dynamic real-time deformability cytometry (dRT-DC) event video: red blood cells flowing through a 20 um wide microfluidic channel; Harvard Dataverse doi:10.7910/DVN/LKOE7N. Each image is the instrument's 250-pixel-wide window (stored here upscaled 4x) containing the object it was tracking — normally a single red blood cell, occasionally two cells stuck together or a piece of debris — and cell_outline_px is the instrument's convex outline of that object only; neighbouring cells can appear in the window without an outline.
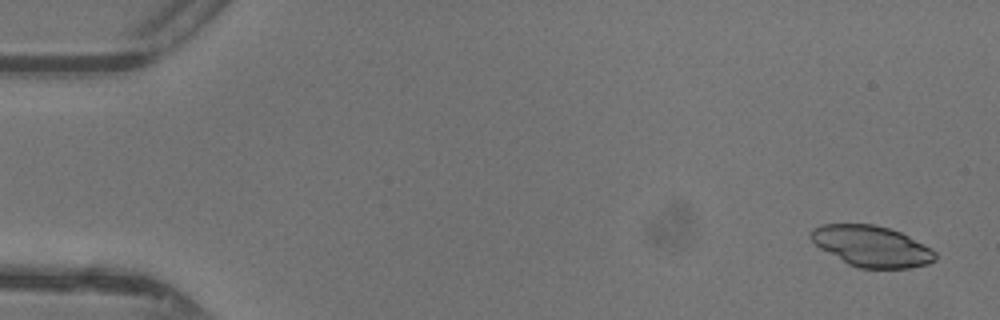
{"species": "common noctule bat (a hibernating species)", "species_latin": "Nyctalus noctula", "temperature_condition": "warm", "stored_images_in_passage": 47, "segment_of_instrument_passage": [1, 2], "camera_frame_rate_fps": 3000, "um_per_image_px": 0.085, "animal": {"sex": "female"}, "frame": {"image": 1, "passage_image": 2, "time_ms": 0.333, "image_size_px": [1000, 320], "cell_outline_px": [[936, 260], [928, 264], [912, 268], [860, 268], [848, 264], [820, 248], [808, 236], [812, 228], [820, 224], [872, 224], [888, 228], [900, 232], [908, 236], [936, 252]], "centroid_in_image_um": [74.06, 20.93], "position_along_channel_um": 10.9, "area_um2": 29.54}}
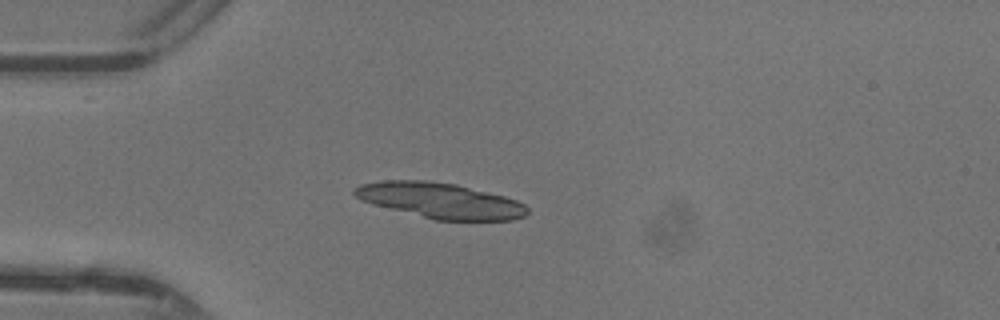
{"frame": {"image": 2, "passage_image": 13, "time_ms": 4.0, "image_size_px": [1000, 320], "cell_outline_px": [[528, 212], [524, 216], [512, 220], [436, 220], [360, 200], [352, 192], [352, 188], [360, 184], [380, 180], [424, 180], [456, 184], [504, 196], [516, 200], [524, 204], [528, 208]], "centroid_in_image_um": [37.41, 17.03], "position_along_channel_um": 47.6, "area_um2": 35.49}}